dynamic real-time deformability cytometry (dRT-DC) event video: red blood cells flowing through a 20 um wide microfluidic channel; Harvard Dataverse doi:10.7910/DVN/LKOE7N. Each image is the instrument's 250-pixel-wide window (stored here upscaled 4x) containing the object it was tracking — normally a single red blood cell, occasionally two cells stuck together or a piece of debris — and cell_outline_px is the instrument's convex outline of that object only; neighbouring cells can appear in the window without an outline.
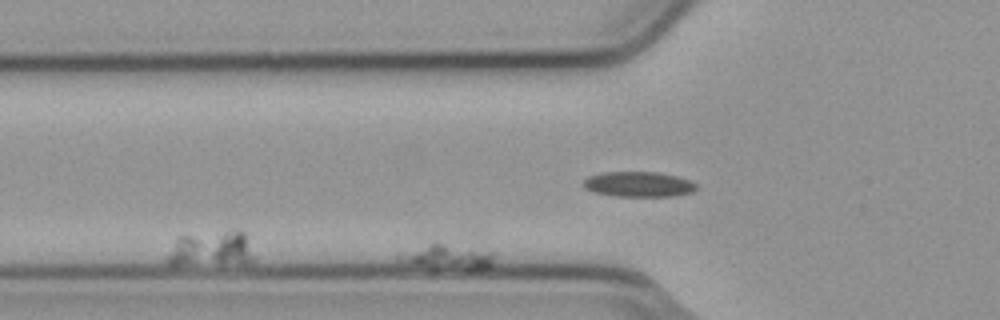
{"species": "common noctule bat (a hibernating species)", "species_latin": "Nyctalus noctula", "temperature_condition": "cold", "stored_images_in_passage": 17, "camera_frame_rate_fps": 3000, "um_per_image_px": 0.085, "animal": {"sex": "male", "body_mass_g": 23.1, "forearm_length_mm": 52.7}, "frame": {"image": 1, "passage_image": 2, "time_ms": 0.333, "image_size_px": [1000, 320], "cell_outline_px": [[496, 256], [492, 264], [488, 268], [428, 268], [396, 260], [396, 256], [436, 240], [492, 252]], "centroid_in_image_um": [38.04, 21.8], "position_along_channel_um": 87.8, "area_um2": 13.87}}